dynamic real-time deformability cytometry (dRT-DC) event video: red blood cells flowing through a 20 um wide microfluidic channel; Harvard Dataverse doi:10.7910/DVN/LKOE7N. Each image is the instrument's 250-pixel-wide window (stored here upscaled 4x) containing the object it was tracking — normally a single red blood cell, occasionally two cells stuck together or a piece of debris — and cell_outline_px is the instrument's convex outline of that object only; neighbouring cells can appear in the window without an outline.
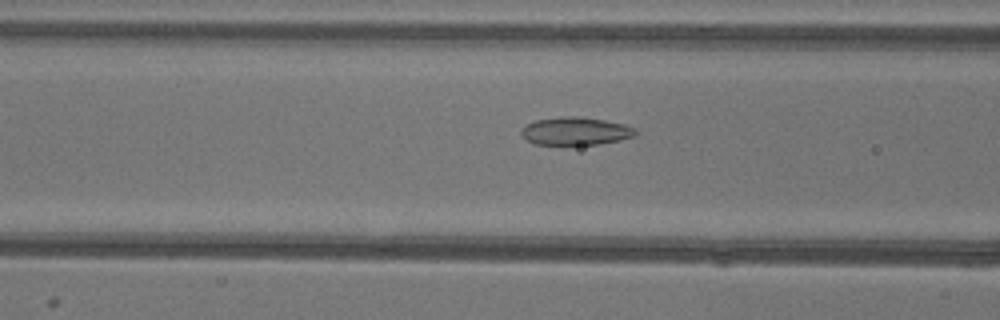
{"species": "common noctule bat (a hibernating species)", "species_latin": "Nyctalus noctula", "temperature_condition": "warm", "stored_images_in_passage": 52, "camera_frame_rate_fps": 3000, "um_per_image_px": 0.085, "animal": {"sex": "female"}, "frame": {"image": 1, "passage_image": 20, "time_ms": 6.333, "image_size_px": [1000, 320], "cell_outline_px": [[640, 132], [636, 136], [620, 140], [596, 144], [532, 144], [520, 132], [520, 128], [524, 124], [536, 120], [560, 116], [576, 116], [604, 120], [624, 124], [636, 128]], "centroid_in_image_um": [48.93, 11.13], "position_along_channel_um": 117.7, "area_um2": 18.73}}
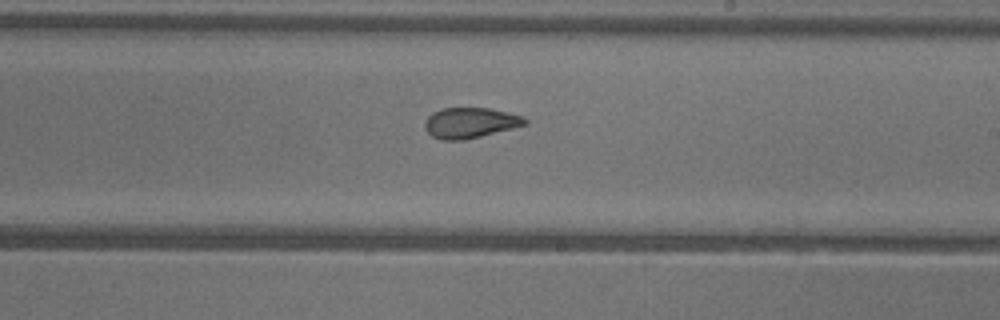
{"frame": {"image": 2, "passage_image": 30, "time_ms": 9.667, "image_size_px": [1000, 320], "cell_outline_px": [[528, 124], [464, 140], [444, 140], [432, 136], [424, 128], [424, 124], [428, 116], [432, 112], [444, 108], [488, 108], [524, 116], [528, 120]], "centroid_in_image_um": [39.96, 10.43], "position_along_channel_um": 249.0, "area_um2": 17.69}}
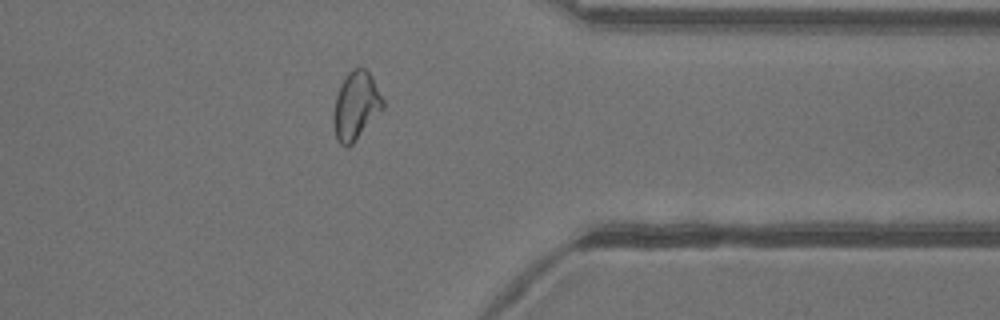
{"frame": {"image": 3, "passage_image": 41, "time_ms": 13.333, "image_size_px": [1000, 320], "cell_outline_px": [[384, 108], [352, 144], [340, 144], [336, 140], [332, 124], [332, 116], [336, 96], [340, 84], [348, 72], [352, 68], [364, 68], [372, 76], [384, 100]], "centroid_in_image_um": [30.24, 8.97], "position_along_channel_um": 381.2, "area_um2": 19.65}, "authors_computed_cell_mechanics": {"area_um2": 19.9121, "velocity_mm_per_s": 3.9397, "shape_relaxation_time_tau1_ms": null, "shape_relaxation_time_tau2_ms": 1.6346, "deformation_change_tau1": null, "deformation_change_tau2": 0.0836}}